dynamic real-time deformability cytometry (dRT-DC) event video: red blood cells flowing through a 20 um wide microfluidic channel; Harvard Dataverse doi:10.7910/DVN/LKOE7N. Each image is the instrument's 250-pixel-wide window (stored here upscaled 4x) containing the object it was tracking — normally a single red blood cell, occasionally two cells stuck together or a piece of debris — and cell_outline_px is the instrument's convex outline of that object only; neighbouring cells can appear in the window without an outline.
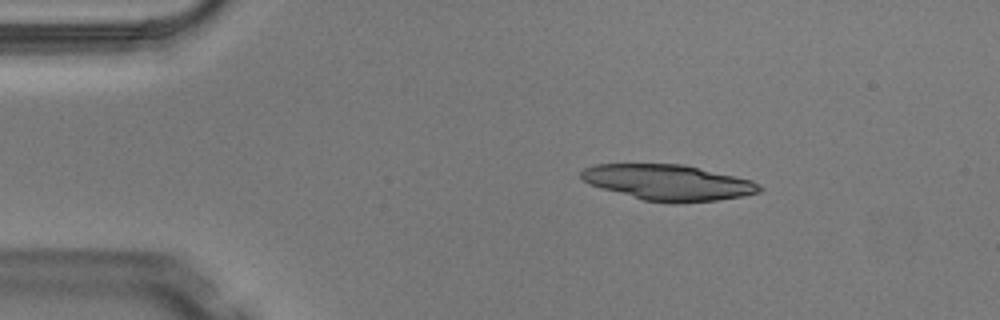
{"species": "Egyptian fruit bat (a non-hibernating species)", "species_latin": "Rousettus aegyptiacus", "temperature_condition": "warm", "stored_images_in_passage": 4, "camera_frame_rate_fps": 3000, "um_per_image_px": 0.085, "animal": {"sex": "male"}, "frame": {"image": 1, "passage_image": 2, "time_ms": 0.333, "image_size_px": [1000, 320], "cell_outline_px": [[764, 188], [760, 192], [744, 196], [716, 200], [676, 204], [672, 204], [644, 200], [600, 188], [584, 180], [580, 176], [580, 172], [584, 168], [596, 164], [684, 164], [752, 180], [760, 184]], "centroid_in_image_um": [56.83, 15.52], "position_along_channel_um": 28.2, "area_um2": 37.22}}